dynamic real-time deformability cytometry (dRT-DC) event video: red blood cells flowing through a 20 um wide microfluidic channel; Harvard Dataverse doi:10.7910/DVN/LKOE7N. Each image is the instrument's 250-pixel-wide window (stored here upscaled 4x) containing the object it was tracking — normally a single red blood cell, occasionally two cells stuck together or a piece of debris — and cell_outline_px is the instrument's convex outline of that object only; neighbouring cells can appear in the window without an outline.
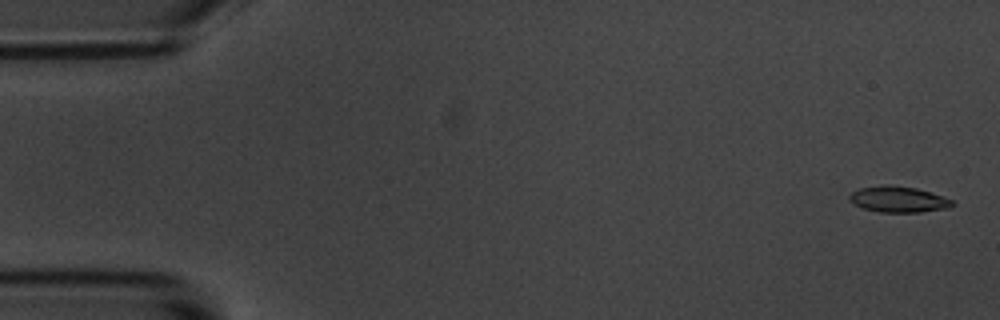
{"species": "common noctule bat (a hibernating species)", "species_latin": "Nyctalus noctula", "temperature_condition": "room temperature", "stored_images_in_passage": 15, "camera_frame_rate_fps": 3000, "um_per_image_px": 0.085, "animal": {"sex": "male", "body_mass_g": 20.1, "forearm_length_mm": 53.5}, "frame": {"image": 1, "passage_image": 1, "time_ms": 0.0, "image_size_px": [1000, 320], "cell_outline_px": [[956, 204], [948, 208], [920, 212], [880, 212], [864, 208], [848, 200], [848, 196], [852, 192], [860, 188], [916, 188], [952, 200]], "centroid_in_image_um": [76.4, 17.0], "position_along_channel_um": 8.6, "area_um2": 14.57}}
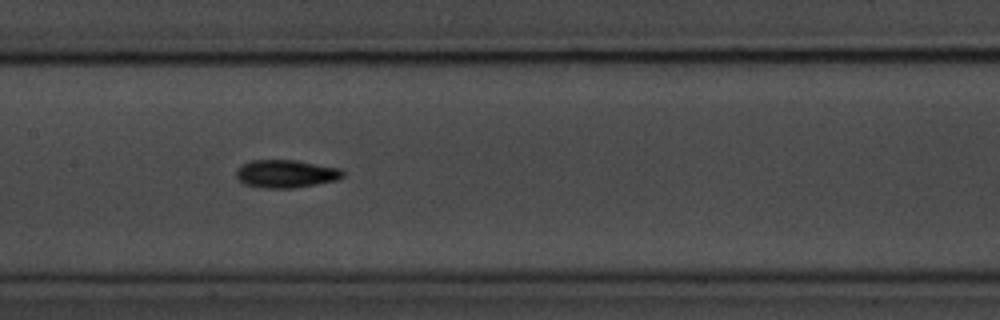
{"frame": {"image": 2, "passage_image": 8, "time_ms": 8.667, "image_size_px": [1000, 320], "cell_outline_px": [[344, 176], [336, 180], [316, 184], [292, 188], [264, 188], [244, 184], [236, 176], [236, 168], [240, 164], [252, 160], [296, 160], [340, 168], [344, 172]], "centroid_in_image_um": [24.28, 14.76], "position_along_channel_um": 183.1, "area_um2": 17.4}}
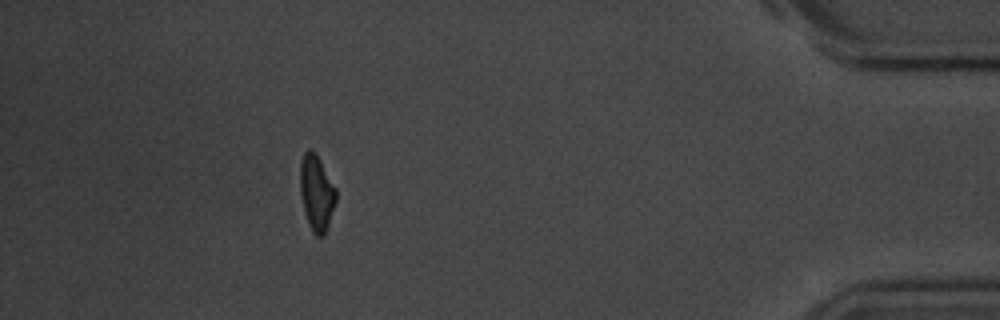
{"frame": {"image": 3, "passage_image": 14, "time_ms": 16.667, "image_size_px": [1000, 320], "cell_outline_px": [[336, 200], [328, 228], [324, 236], [316, 236], [312, 232], [304, 212], [300, 192], [300, 164], [304, 152], [308, 148], [312, 148], [336, 188]], "centroid_in_image_um": [26.9, 16.41], "position_along_channel_um": 408.3, "area_um2": 15.84}, "authors_computed_cell_mechanics": {"area_um2": 16.1262, "velocity_mm_per_s": 3.4972, "shape_relaxation_time_tau1_ms": 2.7332, "shape_relaxation_time_tau2_ms": 3.78, "deformation_change_tau1": 0.1115, "deformation_change_tau2": 0.0938}}